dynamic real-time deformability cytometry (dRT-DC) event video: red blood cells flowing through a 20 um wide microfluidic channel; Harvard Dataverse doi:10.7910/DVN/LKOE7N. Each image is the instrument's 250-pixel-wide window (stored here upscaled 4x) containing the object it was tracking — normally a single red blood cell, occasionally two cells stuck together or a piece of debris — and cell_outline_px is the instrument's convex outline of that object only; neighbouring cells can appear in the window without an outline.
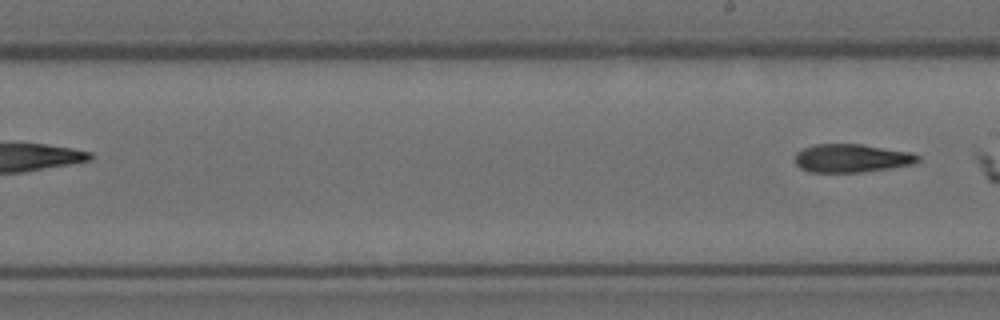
{"species": "Egyptian fruit bat (a non-hibernating species)", "species_latin": "Rousettus aegyptiacus", "temperature_condition": "room temperature", "stored_images_in_passage": 10, "segment_of_instrument_passage": [2, 2], "camera_frame_rate_fps": 3000, "um_per_image_px": 0.085, "animal": {"sex": "female"}, "frame": {"image": 1, "passage_image": 10, "time_ms": 3.0, "image_size_px": [1000, 320], "cell_outline_px": [[920, 160], [912, 164], [888, 168], [860, 172], [808, 172], [800, 168], [796, 164], [796, 152], [804, 148], [816, 144], [860, 144], [912, 152], [920, 156]], "centroid_in_image_um": [72.38, 13.44], "position_along_channel_um": 216.6, "area_um2": 20.17}}